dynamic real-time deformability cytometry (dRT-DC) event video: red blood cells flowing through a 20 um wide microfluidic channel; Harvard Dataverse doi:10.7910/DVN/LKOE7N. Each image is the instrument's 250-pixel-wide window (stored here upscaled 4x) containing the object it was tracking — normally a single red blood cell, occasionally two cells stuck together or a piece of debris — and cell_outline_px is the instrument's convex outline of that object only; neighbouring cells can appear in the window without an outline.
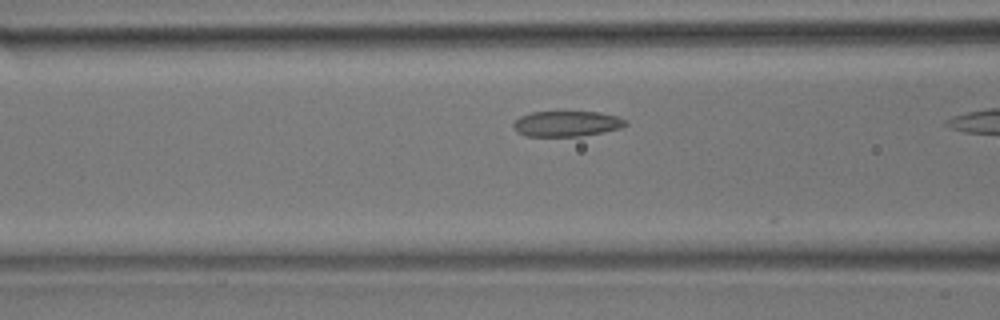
{"species": "common noctule bat (a hibernating species)", "species_latin": "Nyctalus noctula", "temperature_condition": "room temperature", "stored_images_in_passage": 7, "camera_frame_rate_fps": 3000, "um_per_image_px": 0.085, "animal": {"sex": "male", "body_mass_g": 17.9}, "frame": {"image": 1, "passage_image": 5, "time_ms": 1.333, "image_size_px": [1000, 320], "cell_outline_px": [[628, 124], [620, 128], [604, 132], [580, 136], [528, 136], [516, 132], [512, 128], [512, 124], [520, 116], [532, 112], [600, 112], [616, 116], [628, 120]], "centroid_in_image_um": [48.17, 10.52], "position_along_channel_um": 118.4, "area_um2": 16.76}}